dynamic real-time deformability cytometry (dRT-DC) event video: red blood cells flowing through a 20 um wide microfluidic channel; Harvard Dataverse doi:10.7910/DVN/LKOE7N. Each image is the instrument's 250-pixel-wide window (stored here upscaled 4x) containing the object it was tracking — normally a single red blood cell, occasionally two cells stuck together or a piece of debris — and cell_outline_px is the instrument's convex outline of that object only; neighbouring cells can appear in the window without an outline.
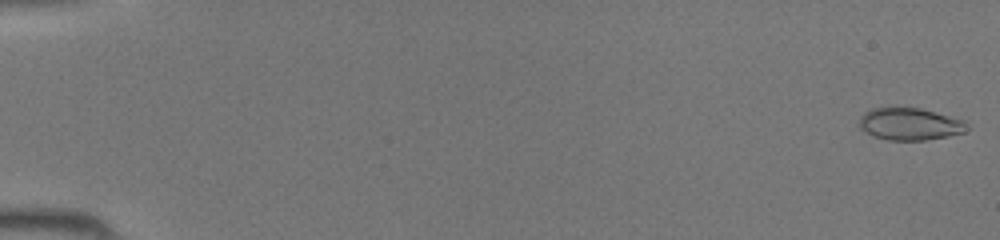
{"species": "common noctule bat (a hibernating species)", "species_latin": "Nyctalus noctula", "temperature_condition": "room temperature", "stored_images_in_passage": 45, "camera_frame_rate_fps": 3000, "um_per_image_px": 0.085, "animal": {"sex": "female", "body_mass_g": 19.5, "forearm_length_mm": 54.1}, "frame": {"image": 1, "passage_image": 1, "time_ms": 0.0, "image_size_px": [1000, 240], "cell_outline_px": [[968, 128], [964, 132], [948, 136], [924, 140], [888, 140], [872, 136], [860, 128], [856, 124], [860, 116], [864, 112], [872, 108], [892, 104], [920, 108], [964, 120]], "centroid_in_image_um": [77.24, 10.5], "position_along_channel_um": 7.8, "area_um2": 20.92}}
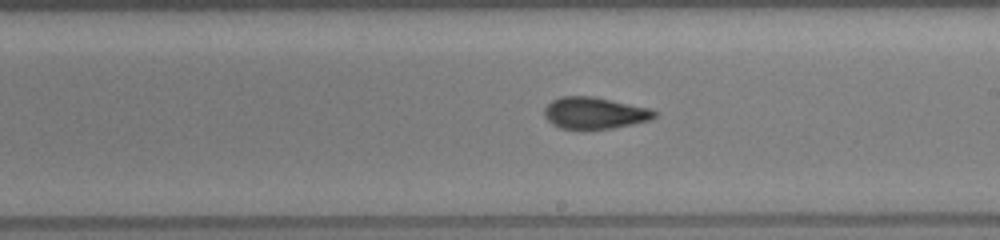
{"frame": {"image": 2, "passage_image": 27, "time_ms": 8.667, "image_size_px": [1000, 240], "cell_outline_px": [[660, 112], [652, 120], [612, 128], [580, 132], [560, 128], [552, 124], [544, 116], [544, 108], [552, 100], [560, 96], [596, 96], [652, 108]], "centroid_in_image_um": [50.56, 9.63], "position_along_channel_um": 238.4, "area_um2": 21.33}}
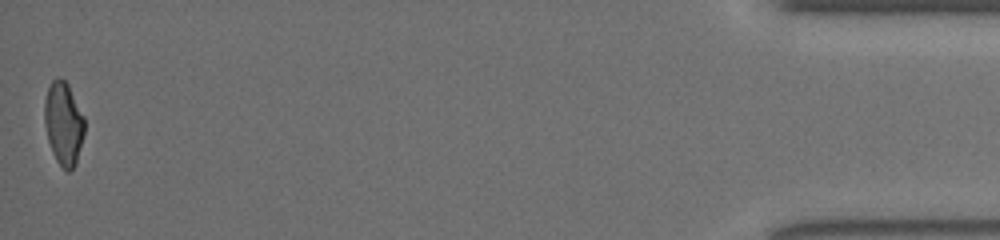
{"frame": {"image": 3, "passage_image": 45, "time_ms": 14.667, "image_size_px": [1000, 240], "cell_outline_px": [[84, 136], [76, 164], [68, 172], [56, 160], [52, 152], [48, 140], [44, 124], [44, 100], [48, 88], [52, 80], [56, 76], [60, 76], [68, 84], [84, 116]], "centroid_in_image_um": [5.4, 10.47], "position_along_channel_um": 429.8, "area_um2": 19.54}}